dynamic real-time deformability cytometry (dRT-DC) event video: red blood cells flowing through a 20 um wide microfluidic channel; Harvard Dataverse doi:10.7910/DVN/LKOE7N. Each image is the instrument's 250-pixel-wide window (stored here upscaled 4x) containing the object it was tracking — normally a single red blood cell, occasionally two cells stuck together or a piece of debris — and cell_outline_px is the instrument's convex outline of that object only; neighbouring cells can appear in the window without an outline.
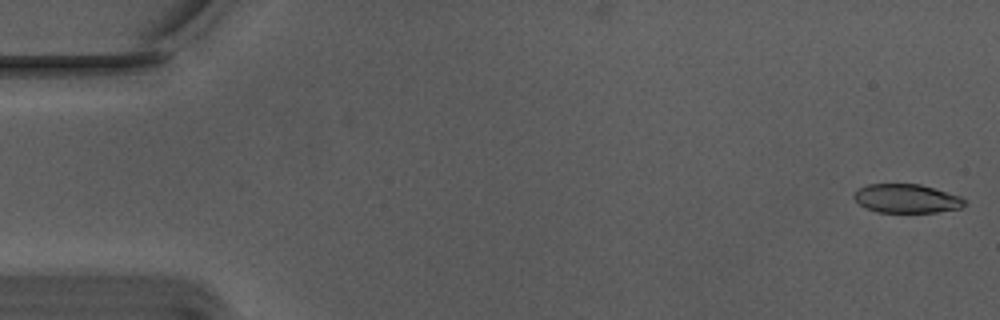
{"species": "Egyptian fruit bat (a non-hibernating species)", "species_latin": "Rousettus aegyptiacus", "temperature_condition": "warm", "stored_images_in_passage": 5, "camera_frame_rate_fps": 3000, "um_per_image_px": 0.085, "animal": {"sex": "male"}, "frame": {"image": 1, "passage_image": 1, "time_ms": 0.0, "image_size_px": [1000, 320], "cell_outline_px": [[968, 204], [960, 208], [936, 212], [876, 212], [864, 208], [852, 196], [852, 192], [868, 184], [920, 184], [964, 196], [968, 200]], "centroid_in_image_um": [77.11, 16.87], "position_along_channel_um": 7.9, "area_um2": 18.96}}